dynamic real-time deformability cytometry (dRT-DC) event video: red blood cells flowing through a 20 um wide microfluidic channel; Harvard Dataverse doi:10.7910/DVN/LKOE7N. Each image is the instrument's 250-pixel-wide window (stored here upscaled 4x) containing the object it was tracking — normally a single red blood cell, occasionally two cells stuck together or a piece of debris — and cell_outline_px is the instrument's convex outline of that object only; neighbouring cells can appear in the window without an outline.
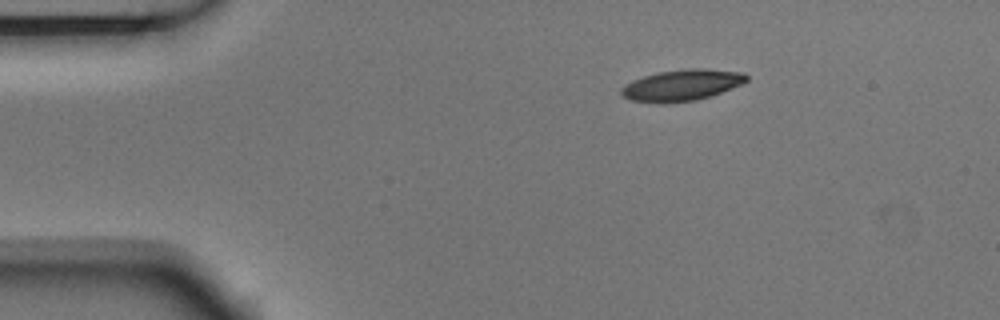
{"species": "Egyptian fruit bat (a non-hibernating species)", "species_latin": "Rousettus aegyptiacus", "temperature_condition": "room temperature", "stored_images_in_passage": 2, "camera_frame_rate_fps": 3000, "um_per_image_px": 0.085, "animal": {"sex": "male"}, "frame": {"image": 1, "passage_image": 1, "time_ms": 0.0, "image_size_px": [1000, 320], "cell_outline_px": [[748, 80], [740, 84], [720, 92], [696, 100], [664, 104], [632, 100], [620, 96], [620, 88], [624, 84], [632, 80], [644, 76], [660, 72], [688, 68], [704, 68], [744, 72], [748, 76]], "centroid_in_image_um": [57.91, 7.24], "position_along_channel_um": 27.1, "area_um2": 22.83}}